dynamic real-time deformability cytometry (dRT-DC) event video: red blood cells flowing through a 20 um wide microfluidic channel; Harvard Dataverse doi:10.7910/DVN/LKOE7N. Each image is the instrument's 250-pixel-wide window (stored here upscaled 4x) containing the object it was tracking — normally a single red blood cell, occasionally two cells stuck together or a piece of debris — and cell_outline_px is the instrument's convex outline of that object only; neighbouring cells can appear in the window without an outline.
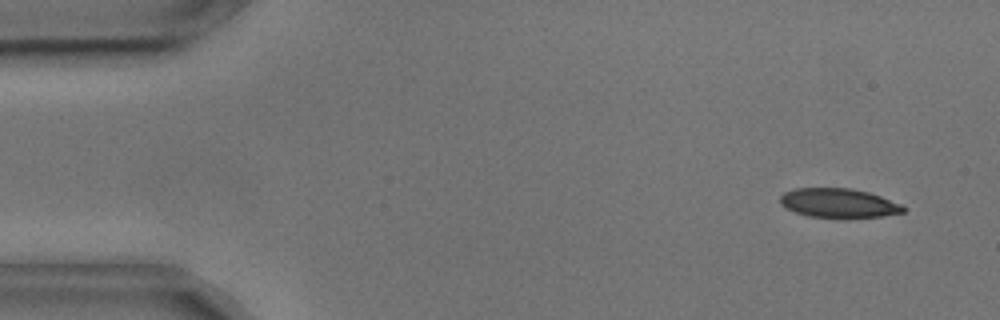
{"species": "common noctule bat (a hibernating species)", "species_latin": "Nyctalus noctula", "temperature_condition": "cold", "stored_images_in_passage": 55, "camera_frame_rate_fps": 3000, "um_per_image_px": 0.085, "animal": {"sex": "male", "body_mass_g": 17.9, "forearm_length_mm": 54.2}, "frame": {"image": 1, "passage_image": 4, "time_ms": 1.0, "image_size_px": [1000, 320], "cell_outline_px": [[908, 208], [904, 212], [880, 216], [808, 216], [796, 212], [780, 204], [780, 196], [784, 192], [792, 188], [848, 188], [868, 192], [904, 204]], "centroid_in_image_um": [71.3, 17.23], "position_along_channel_um": 13.7, "area_um2": 20.58}}
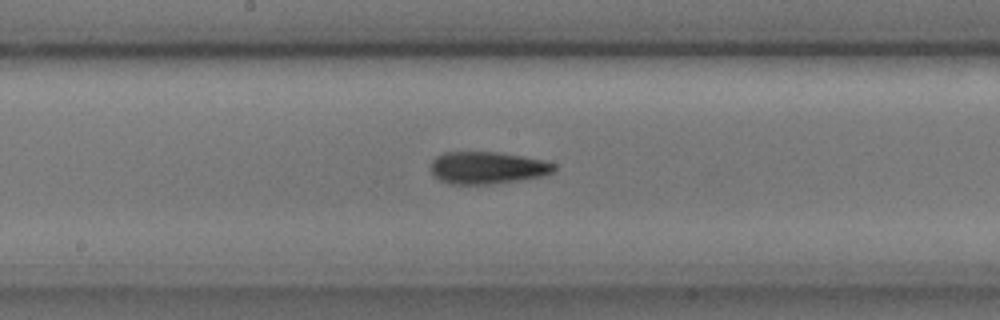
{"frame": {"image": 2, "passage_image": 28, "time_ms": 9.0, "image_size_px": [1000, 320], "cell_outline_px": [[556, 168], [552, 172], [540, 176], [520, 180], [492, 184], [448, 184], [432, 176], [432, 160], [436, 156], [444, 152], [500, 152], [540, 160], [556, 164]], "centroid_in_image_um": [41.38, 14.26], "position_along_channel_um": 206.8, "area_um2": 23.06}}
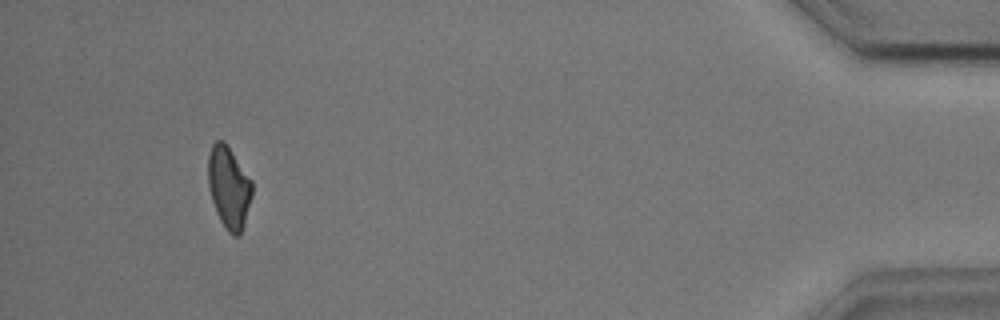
{"frame": {"image": 3, "passage_image": 51, "time_ms": 16.667, "image_size_px": [1000, 320], "cell_outline_px": [[252, 196], [244, 224], [240, 236], [232, 236], [224, 228], [216, 212], [208, 188], [208, 152], [212, 144], [216, 140], [224, 140], [252, 180]], "centroid_in_image_um": [19.44, 15.93], "position_along_channel_um": 415.8, "area_um2": 21.27}, "authors_computed_cell_mechanics": {"area_um2": 22.0218, "velocity_mm_per_s": 3.6456, "shape_relaxation_time_tau1_ms": 6.9082, "shape_relaxation_time_tau2_ms": 4.6124, "deformation_change_tau1": 0.1486, "deformation_change_tau2": 0.1315}}